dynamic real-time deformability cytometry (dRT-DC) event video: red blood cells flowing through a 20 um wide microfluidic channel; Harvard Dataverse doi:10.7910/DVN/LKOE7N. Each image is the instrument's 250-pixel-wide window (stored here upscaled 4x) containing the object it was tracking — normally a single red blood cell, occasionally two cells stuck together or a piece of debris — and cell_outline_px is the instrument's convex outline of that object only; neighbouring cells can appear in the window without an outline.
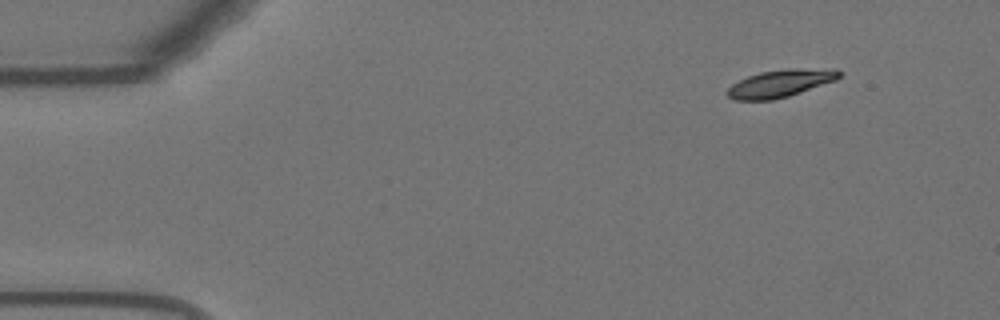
{"species": "Egyptian fruit bat (a non-hibernating species)", "species_latin": "Rousettus aegyptiacus", "temperature_condition": "warm", "stored_images_in_passage": 50, "camera_frame_rate_fps": 3000, "um_per_image_px": 0.085, "animal": {"sex": "female"}, "frame": {"image": 1, "passage_image": 1, "time_ms": 0.0, "image_size_px": [1000, 320], "cell_outline_px": [[840, 76], [836, 80], [788, 96], [772, 100], [736, 100], [728, 96], [724, 92], [732, 84], [748, 76], [760, 72], [788, 68], [836, 68], [840, 72]], "centroid_in_image_um": [66.34, 7.07], "position_along_channel_um": 18.7, "area_um2": 17.98}}
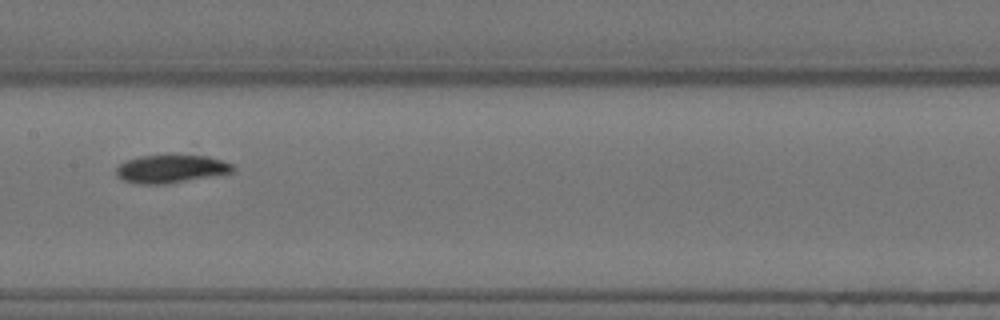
{"frame": {"image": 2, "passage_image": 23, "time_ms": 7.333, "image_size_px": [1000, 320], "cell_outline_px": [[236, 168], [232, 172], [168, 184], [140, 184], [124, 180], [116, 176], [116, 168], [124, 160], [140, 156], [168, 152], [176, 152], [208, 156], [232, 164]], "centroid_in_image_um": [14.51, 14.29], "position_along_channel_um": 192.9, "area_um2": 19.94}}
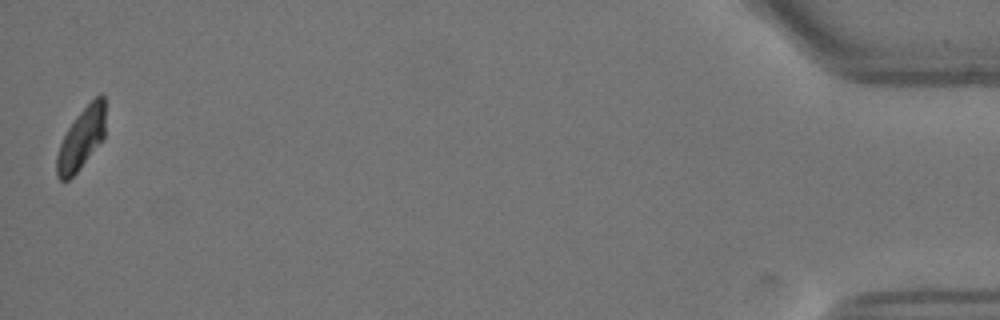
{"frame": {"image": 3, "passage_image": 50, "time_ms": 16.333, "image_size_px": [1000, 320], "cell_outline_px": [[104, 140], [76, 172], [68, 180], [60, 180], [56, 176], [56, 156], [60, 144], [68, 128], [76, 116], [100, 92], [104, 96]], "centroid_in_image_um": [6.91, 11.8], "position_along_channel_um": 428.3, "area_um2": 17.28}, "authors_computed_cell_mechanics": {"area_um2": 19.1896, "velocity_mm_per_s": 3.6526, "shape_relaxation_time_tau1_ms": 4.2618, "shape_relaxation_time_tau2_ms": 6.7745, "deformation_change_tau1": 0.1689, "deformation_change_tau2": 0.0732}}